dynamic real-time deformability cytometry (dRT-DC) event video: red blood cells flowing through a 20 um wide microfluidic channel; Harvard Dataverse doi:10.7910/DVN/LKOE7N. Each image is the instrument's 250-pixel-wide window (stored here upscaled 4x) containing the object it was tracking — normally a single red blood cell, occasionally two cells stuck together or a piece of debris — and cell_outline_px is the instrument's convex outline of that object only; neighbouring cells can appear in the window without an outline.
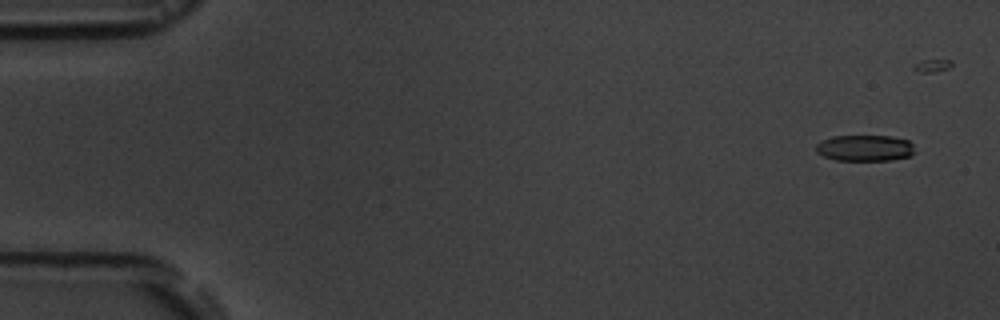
{"species": "common noctule bat (a hibernating species)", "species_latin": "Nyctalus noctula", "temperature_condition": "room temperature", "stored_images_in_passage": 7, "camera_frame_rate_fps": 3000, "um_per_image_px": 0.085, "animal": {"sex": "male", "body_mass_g": 19.5, "forearm_length_mm": 54.6}, "frame": {"image": 1, "passage_image": 2, "time_ms": 1.0, "image_size_px": [1000, 320], "cell_outline_px": [[912, 156], [888, 160], [836, 160], [824, 156], [816, 152], [816, 144], [832, 136], [892, 136], [908, 140], [912, 144]], "centroid_in_image_um": [73.5, 12.58], "position_along_channel_um": 11.5, "area_um2": 14.91}}
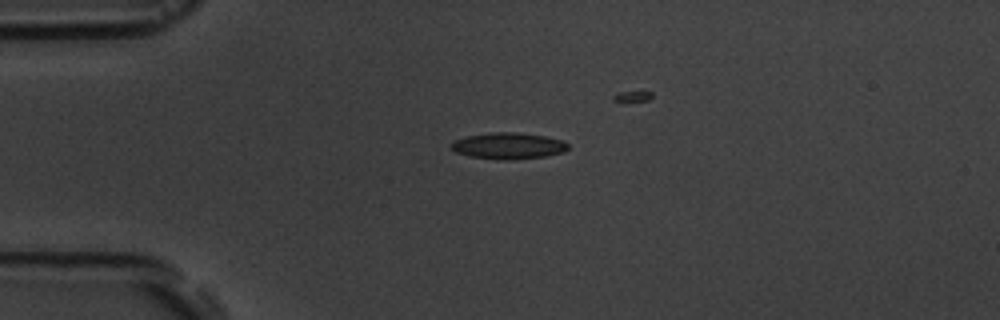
{"frame": {"image": 2, "passage_image": 5, "time_ms": 4.667, "image_size_px": [1000, 320], "cell_outline_px": [[568, 148], [564, 152], [544, 156], [508, 160], [504, 160], [472, 156], [456, 152], [452, 148], [452, 144], [456, 140], [468, 136], [492, 132], [520, 132], [544, 136], [564, 140], [568, 144]], "centroid_in_image_um": [43.27, 12.38], "position_along_channel_um": 41.7, "area_um2": 17.69}}